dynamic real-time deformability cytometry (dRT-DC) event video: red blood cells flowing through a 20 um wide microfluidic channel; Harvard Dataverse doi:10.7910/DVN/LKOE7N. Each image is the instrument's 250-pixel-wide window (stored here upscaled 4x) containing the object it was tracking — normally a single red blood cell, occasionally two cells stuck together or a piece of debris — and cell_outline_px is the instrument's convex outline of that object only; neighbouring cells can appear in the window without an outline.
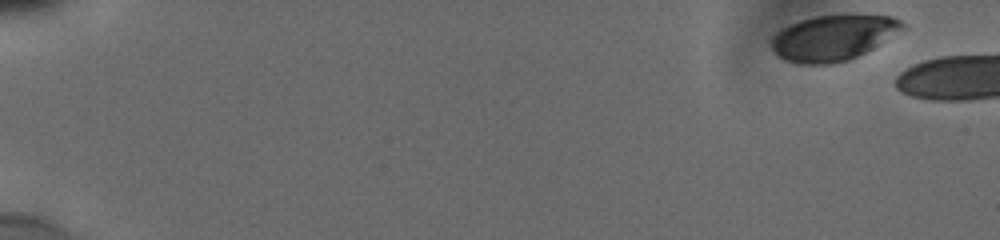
{"species": "human", "species_latin": "Homo sapiens", "temperature_condition": "cold", "stored_images_in_passage": 4, "camera_frame_rate_fps": 3000, "um_per_image_px": 0.085, "donor": {"sex": "male"}, "frame": {"image": 1, "passage_image": 1, "time_ms": 0.0, "image_size_px": [1000, 240], "cell_outline_px": [[908, 28], [872, 48], [848, 60], [832, 64], [800, 64], [784, 60], [772, 48], [772, 36], [776, 32], [800, 20], [816, 16], [892, 16], [900, 20]], "centroid_in_image_um": [70.84, 3.22], "position_along_channel_um": 14.2, "area_um2": 34.28}}